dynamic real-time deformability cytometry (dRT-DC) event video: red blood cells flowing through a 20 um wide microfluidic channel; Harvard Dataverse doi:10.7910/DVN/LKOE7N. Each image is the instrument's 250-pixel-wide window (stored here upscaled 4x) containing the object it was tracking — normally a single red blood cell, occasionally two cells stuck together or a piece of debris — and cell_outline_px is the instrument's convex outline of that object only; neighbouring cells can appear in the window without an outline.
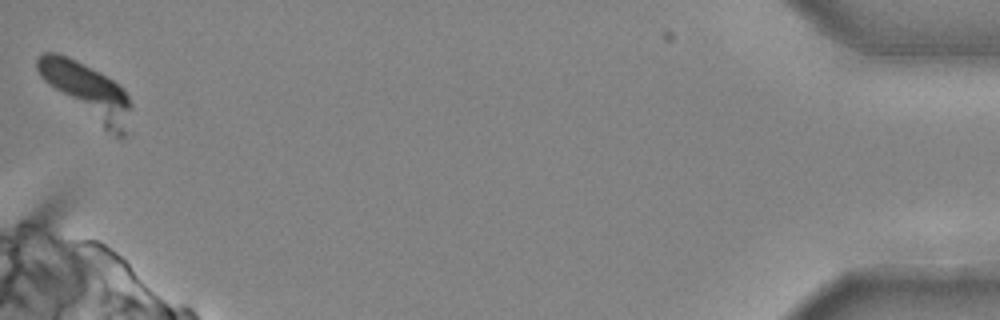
{"species": "common noctule bat (a hibernating species)", "species_latin": "Nyctalus noctula", "temperature_condition": "cold", "stored_images_in_passage": 24, "camera_frame_rate_fps": 3000, "um_per_image_px": 0.085, "animal": {"sex": "male", "body_mass_g": 20.4}, "frame": {"image": 1, "passage_image": 24, "time_ms": 7.667, "image_size_px": [1000, 320], "cell_outline_px": [[132, 104], [124, 136], [120, 140], [104, 128], [48, 84], [40, 76], [36, 68], [36, 56], [40, 52], [56, 52], [68, 56], [76, 60], [112, 80], [124, 88]], "centroid_in_image_um": [7.4, 7.7], "position_along_channel_um": 427.8, "area_um2": 29.36}}